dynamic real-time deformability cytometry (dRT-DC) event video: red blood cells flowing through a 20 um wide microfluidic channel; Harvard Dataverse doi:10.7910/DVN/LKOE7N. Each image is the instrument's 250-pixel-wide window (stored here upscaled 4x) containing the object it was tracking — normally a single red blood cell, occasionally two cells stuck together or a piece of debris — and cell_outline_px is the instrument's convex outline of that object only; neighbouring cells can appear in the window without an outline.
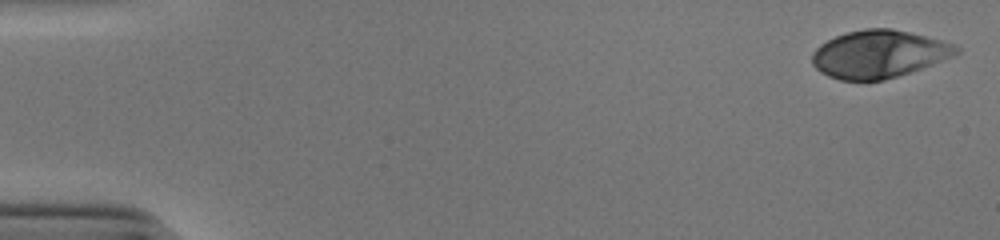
{"species": "human", "species_latin": "Homo sapiens", "temperature_condition": "cold", "stored_images_in_passage": 43, "camera_frame_rate_fps": 3000, "um_per_image_px": 0.085, "donor": {"sex": "male"}, "frame": {"image": 1, "passage_image": 1, "time_ms": 0.0, "image_size_px": [1000, 240], "cell_outline_px": [[960, 52], [952, 56], [932, 64], [884, 80], [840, 80], [828, 76], [820, 72], [812, 64], [812, 52], [820, 44], [836, 36], [848, 32], [864, 28], [892, 28], [956, 44], [960, 48]], "centroid_in_image_um": [74.68, 4.59], "position_along_channel_um": 10.3, "area_um2": 39.71}}
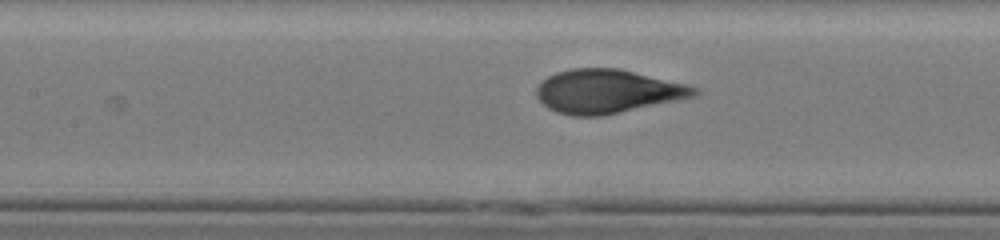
{"frame": {"image": 2, "passage_image": 24, "time_ms": 7.667, "image_size_px": [1000, 240], "cell_outline_px": [[700, 92], [696, 96], [600, 116], [572, 116], [556, 112], [548, 108], [536, 96], [536, 88], [548, 76], [556, 72], [572, 68], [620, 68], [688, 84], [700, 88]], "centroid_in_image_um": [51.65, 7.75], "position_along_channel_um": 155.7, "area_um2": 40.23}}
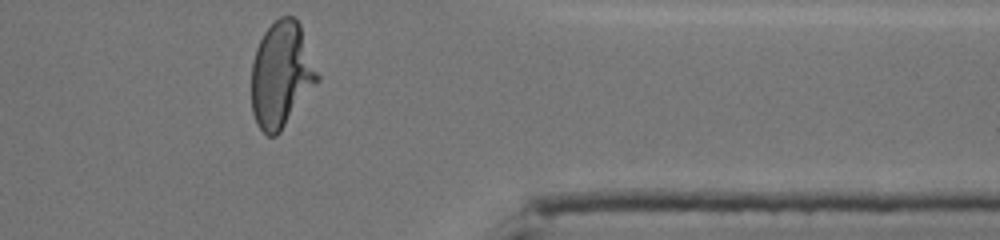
{"frame": {"image": 3, "passage_image": 43, "time_ms": 14.0, "image_size_px": [1000, 240], "cell_outline_px": [[320, 80], [280, 132], [276, 136], [268, 136], [256, 124], [252, 112], [252, 64], [256, 48], [264, 32], [280, 16], [292, 16], [300, 24], [320, 76]], "centroid_in_image_um": [23.92, 6.36], "position_along_channel_um": 387.5, "area_um2": 40.58}, "authors_computed_cell_mechanics": {"area_um2": 39.9398, "velocity_mm_per_s": 3.8797, "shape_relaxation_time_tau1_ms": 4.4015, "shape_relaxation_time_tau2_ms": null, "deformation_change_tau1": 0.2245, "deformation_change_tau2": null}}